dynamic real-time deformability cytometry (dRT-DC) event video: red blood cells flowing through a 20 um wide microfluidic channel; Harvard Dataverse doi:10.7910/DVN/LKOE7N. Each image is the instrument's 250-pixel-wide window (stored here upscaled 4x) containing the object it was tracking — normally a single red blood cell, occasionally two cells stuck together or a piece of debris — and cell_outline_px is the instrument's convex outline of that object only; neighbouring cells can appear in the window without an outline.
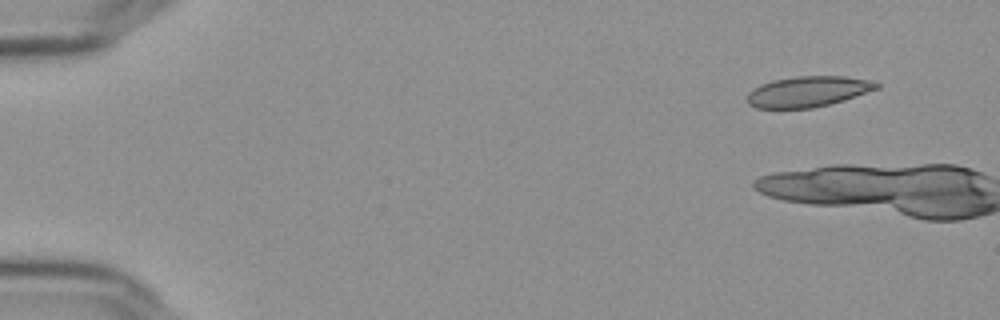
{"species": "Egyptian fruit bat (a non-hibernating species)", "species_latin": "Rousettus aegyptiacus", "temperature_condition": "cold", "stored_images_in_passage": 3, "camera_frame_rate_fps": 3000, "um_per_image_px": 0.085, "frame": {"image": 1, "passage_image": 1, "time_ms": 0.0, "image_size_px": [1000, 320], "cell_outline_px": [[880, 88], [844, 100], [812, 108], [756, 108], [748, 104], [748, 92], [752, 88], [760, 84], [772, 80], [796, 76], [844, 76], [876, 80], [880, 84]], "centroid_in_image_um": [68.71, 7.77], "position_along_channel_um": 16.3, "area_um2": 23.35}}